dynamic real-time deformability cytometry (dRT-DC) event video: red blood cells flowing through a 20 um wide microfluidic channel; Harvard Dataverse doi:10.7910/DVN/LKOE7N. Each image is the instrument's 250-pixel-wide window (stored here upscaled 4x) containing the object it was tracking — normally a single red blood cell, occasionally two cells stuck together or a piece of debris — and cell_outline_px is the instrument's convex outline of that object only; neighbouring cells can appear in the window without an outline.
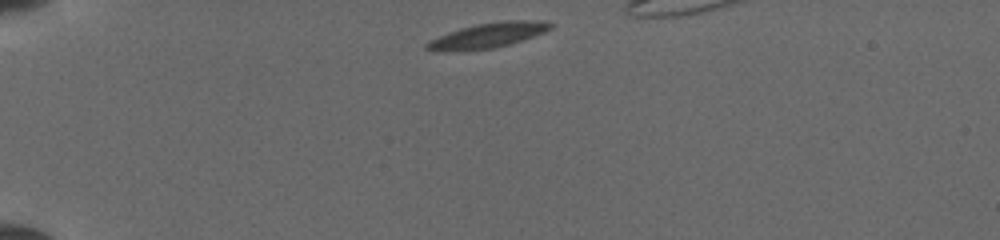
{"species": "common noctule bat (a hibernating species)", "species_latin": "Nyctalus noctula", "temperature_condition": "cold", "stored_images_in_passage": 34, "camera_frame_rate_fps": 3000, "um_per_image_px": 0.085, "animal": {"sex": "female", "body_mass_g": 19.5, "forearm_length_mm": 54.1}, "frame": {"image": 1, "passage_image": 1, "time_ms": 0.0, "image_size_px": [1000, 240], "cell_outline_px": [[552, 28], [544, 32], [508, 44], [492, 48], [424, 48], [424, 44], [440, 36], [460, 28], [476, 24], [508, 20], [552, 24]], "centroid_in_image_um": [41.52, 2.96], "position_along_channel_um": 43.5, "area_um2": 16.18}}
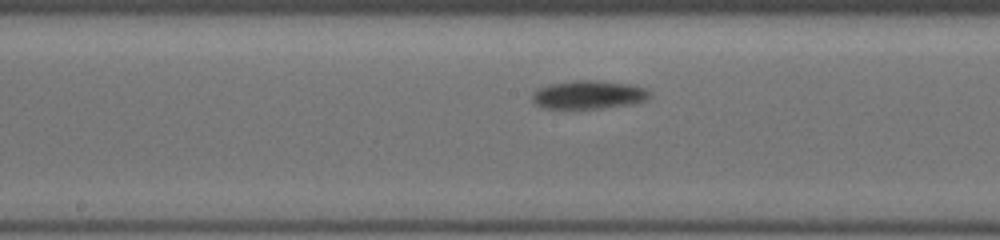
{"frame": {"image": 2, "passage_image": 16, "time_ms": 5.0, "image_size_px": [1000, 240], "cell_outline_px": [[648, 96], [644, 100], [632, 104], [600, 108], [544, 108], [536, 104], [532, 100], [532, 96], [540, 88], [552, 84], [572, 80], [592, 80], [628, 84], [644, 88], [648, 92]], "centroid_in_image_um": [50.0, 8.05], "position_along_channel_um": 198.2, "area_um2": 18.9}}
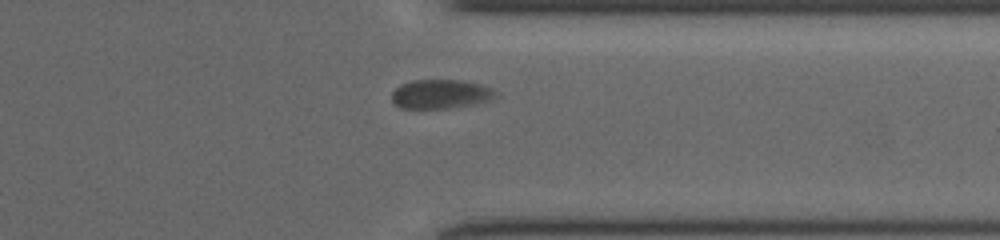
{"frame": {"image": 3, "passage_image": 29, "time_ms": 9.333, "image_size_px": [1000, 240], "cell_outline_px": [[496, 96], [492, 100], [476, 104], [448, 108], [400, 108], [392, 100], [392, 92], [400, 84], [412, 80], [464, 80], [480, 84], [492, 88], [496, 92]], "centroid_in_image_um": [37.48, 7.99], "position_along_channel_um": 373.9, "area_um2": 17.74}}